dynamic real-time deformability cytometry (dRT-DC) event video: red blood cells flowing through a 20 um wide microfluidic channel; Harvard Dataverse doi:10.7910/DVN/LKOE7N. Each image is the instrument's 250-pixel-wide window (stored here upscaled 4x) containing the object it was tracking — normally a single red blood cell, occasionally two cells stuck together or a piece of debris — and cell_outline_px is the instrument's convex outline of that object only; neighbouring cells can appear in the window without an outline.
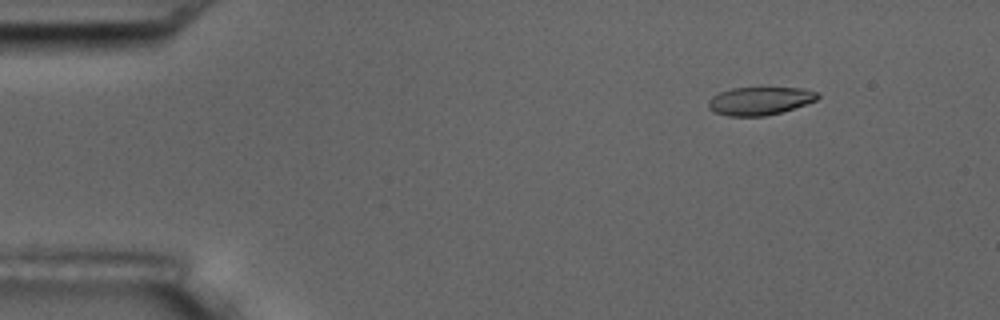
{"species": "common noctule bat (a hibernating species)", "species_latin": "Nyctalus noctula", "temperature_condition": "room temperature", "stored_images_in_passage": 5, "camera_frame_rate_fps": 3000, "um_per_image_px": 0.085, "animal": {"sex": "male", "body_mass_g": 17.5, "forearm_length_mm": 52.3}, "frame": {"image": 1, "passage_image": 3, "time_ms": 2.0, "image_size_px": [1000, 320], "cell_outline_px": [[820, 96], [816, 100], [780, 112], [764, 116], [728, 116], [712, 112], [708, 108], [708, 100], [712, 96], [720, 92], [732, 88], [804, 88], [820, 92]], "centroid_in_image_um": [64.56, 8.57], "position_along_channel_um": 20.4, "area_um2": 17.86}}
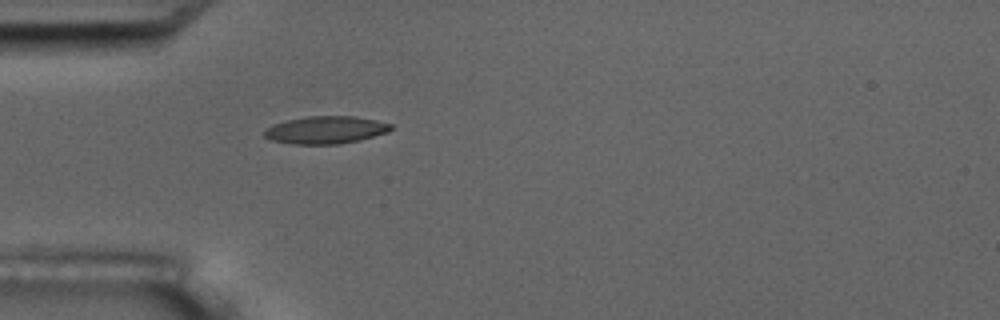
{"frame": {"image": 2, "passage_image": 5, "time_ms": 5.333, "image_size_px": [1000, 320], "cell_outline_px": [[392, 128], [388, 132], [360, 140], [340, 144], [292, 144], [272, 140], [264, 136], [264, 132], [272, 124], [288, 120], [308, 116], [356, 116], [376, 120], [392, 124]], "centroid_in_image_um": [27.71, 11.04], "position_along_channel_um": 57.3, "area_um2": 20.29}}